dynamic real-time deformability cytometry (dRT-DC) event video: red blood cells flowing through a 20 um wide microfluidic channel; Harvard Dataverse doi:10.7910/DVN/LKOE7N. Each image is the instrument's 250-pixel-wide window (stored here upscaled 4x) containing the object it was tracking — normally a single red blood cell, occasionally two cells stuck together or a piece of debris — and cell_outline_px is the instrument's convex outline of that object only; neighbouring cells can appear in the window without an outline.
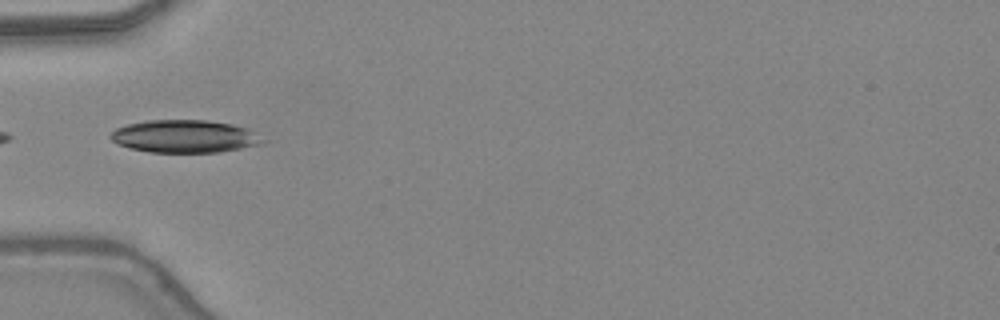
{"species": "common noctule bat (a hibernating species)", "species_latin": "Nyctalus noctula", "temperature_condition": "warm", "stored_images_in_passage": 5, "camera_frame_rate_fps": 3000, "um_per_image_px": 0.085, "animal": {"sex": "female", "body_mass_g": 24.6, "forearm_length_mm": 56.2}, "frame": {"image": 1, "passage_image": 1, "time_ms": 0.0, "image_size_px": [1000, 320], "cell_outline_px": [[264, 140], [260, 144], [220, 152], [148, 152], [132, 148], [120, 144], [112, 140], [108, 136], [116, 128], [128, 124], [148, 120], [208, 120], [232, 124], [252, 128]], "centroid_in_image_um": [15.73, 11.58], "position_along_channel_um": 69.3, "area_um2": 28.96}}